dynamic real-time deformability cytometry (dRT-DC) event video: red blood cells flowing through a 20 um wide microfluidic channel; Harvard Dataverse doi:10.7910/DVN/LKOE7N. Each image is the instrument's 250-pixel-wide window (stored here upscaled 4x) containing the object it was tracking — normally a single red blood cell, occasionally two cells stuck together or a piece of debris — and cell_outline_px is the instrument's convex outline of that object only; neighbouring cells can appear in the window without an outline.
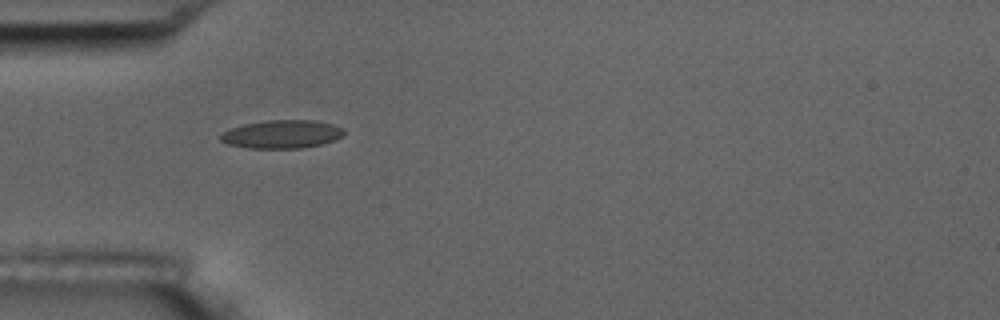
{"species": "common noctule bat (a hibernating species)", "species_latin": "Nyctalus noctula", "temperature_condition": "room temperature", "stored_images_in_passage": 4, "camera_frame_rate_fps": 3000, "um_per_image_px": 0.085, "animal": {"sex": "male", "body_mass_g": 17.5, "forearm_length_mm": 52.3}, "frame": {"image": 1, "passage_image": 1, "time_ms": 0.0, "image_size_px": [1000, 320], "cell_outline_px": [[344, 132], [340, 136], [332, 140], [320, 144], [300, 148], [248, 148], [228, 144], [220, 140], [220, 136], [228, 128], [244, 124], [268, 120], [316, 120], [332, 124], [344, 128]], "centroid_in_image_um": [23.93, 11.4], "position_along_channel_um": 61.1, "area_um2": 20.17}}
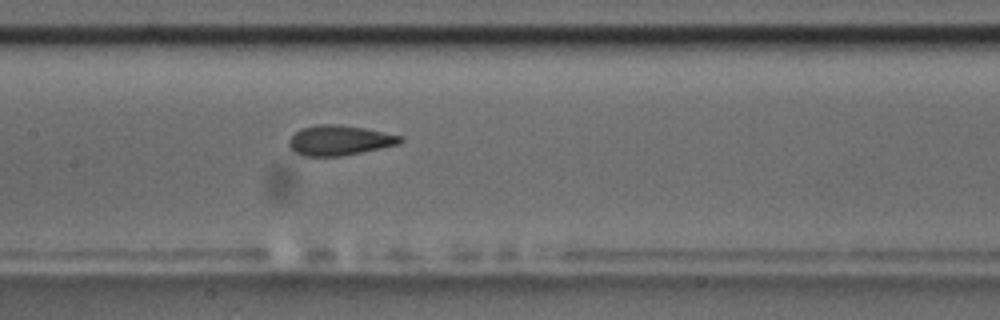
{"frame": {"image": 2, "passage_image": 4, "time_ms": 1.0, "image_size_px": [1000, 320], "cell_outline_px": [[404, 140], [400, 144], [340, 156], [304, 156], [292, 152], [288, 144], [288, 140], [300, 128], [316, 124], [336, 124], [364, 128], [404, 136]], "centroid_in_image_um": [28.83, 11.92], "position_along_channel_um": 178.6, "area_um2": 19.59}}